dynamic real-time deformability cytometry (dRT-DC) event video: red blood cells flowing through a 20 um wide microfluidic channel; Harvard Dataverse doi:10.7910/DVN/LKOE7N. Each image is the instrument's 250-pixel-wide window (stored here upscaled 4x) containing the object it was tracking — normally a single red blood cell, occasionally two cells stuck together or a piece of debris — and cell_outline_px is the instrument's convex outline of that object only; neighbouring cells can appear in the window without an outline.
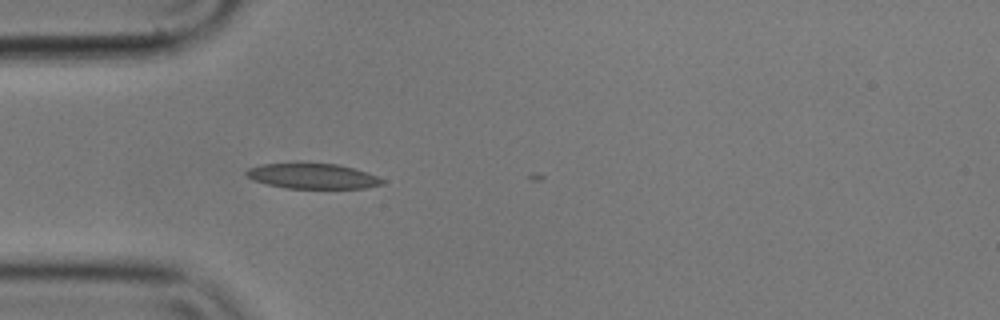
{"species": "common noctule bat (a hibernating species)", "species_latin": "Nyctalus noctula", "temperature_condition": "cold", "stored_images_in_passage": 1, "camera_frame_rate_fps": 3000, "um_per_image_px": 0.085, "animal": {"sex": "male", "body_mass_g": 17.9}, "frame": {"image": 1, "passage_image": 1, "time_ms": 0.0, "image_size_px": [1000, 320], "cell_outline_px": [[384, 184], [368, 188], [284, 188], [252, 180], [244, 172], [248, 168], [260, 164], [300, 160], [336, 164], [368, 172], [384, 180]], "centroid_in_image_um": [26.51, 14.92], "position_along_channel_um": 58.5, "area_um2": 20.87}}